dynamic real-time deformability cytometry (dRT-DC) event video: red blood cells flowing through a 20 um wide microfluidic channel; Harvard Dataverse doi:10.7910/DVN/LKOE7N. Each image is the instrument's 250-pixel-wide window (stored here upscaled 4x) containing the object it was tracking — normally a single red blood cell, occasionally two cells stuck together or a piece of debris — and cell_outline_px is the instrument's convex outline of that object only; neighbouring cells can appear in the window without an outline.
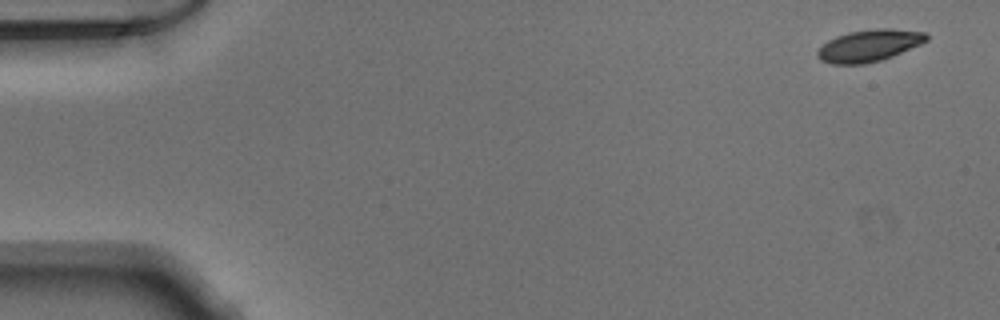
{"species": "Egyptian fruit bat (a non-hibernating species)", "species_latin": "Rousettus aegyptiacus", "temperature_condition": "warm", "stored_images_in_passage": 50, "camera_frame_rate_fps": 3000, "um_per_image_px": 0.085, "animal": {"sex": "male"}, "frame": {"image": 1, "passage_image": 1, "time_ms": 0.0, "image_size_px": [1000, 320], "cell_outline_px": [[928, 40], [920, 44], [892, 56], [880, 60], [864, 64], [832, 64], [820, 60], [816, 56], [816, 52], [828, 40], [836, 36], [848, 32], [876, 28], [888, 28], [924, 32], [928, 36]], "centroid_in_image_um": [73.85, 3.87], "position_along_channel_um": 11.2, "area_um2": 20.17}}
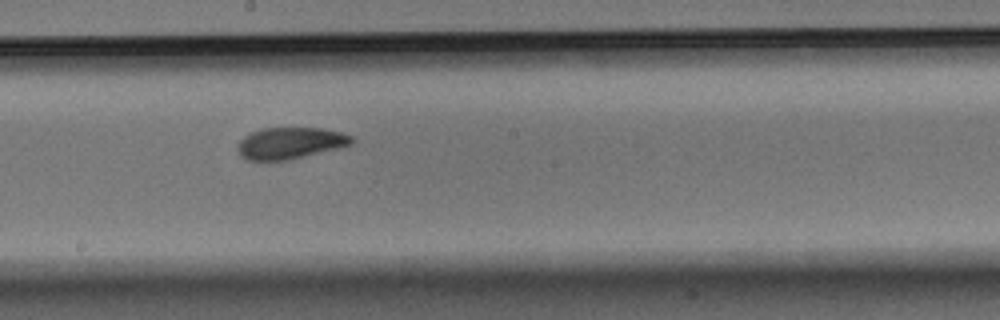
{"frame": {"image": 2, "passage_image": 27, "time_ms": 8.667, "image_size_px": [1000, 320], "cell_outline_px": [[356, 140], [352, 144], [288, 160], [248, 160], [240, 156], [236, 148], [240, 140], [244, 136], [252, 132], [264, 128], [324, 128], [340, 132], [352, 136]], "centroid_in_image_um": [24.65, 12.16], "position_along_channel_um": 223.5, "area_um2": 20.87}}
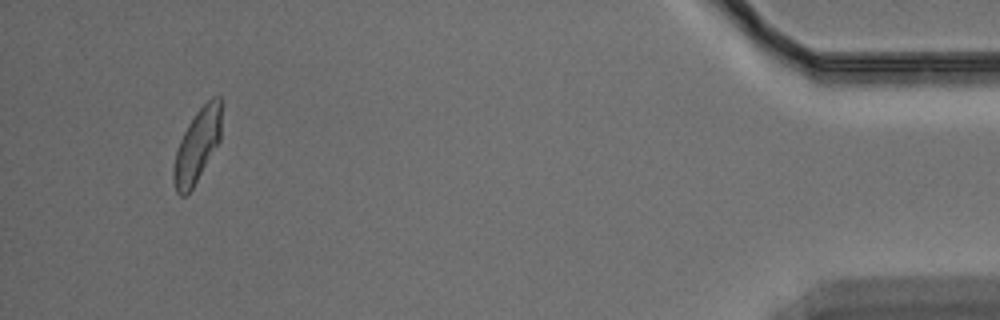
{"frame": {"image": 3, "passage_image": 47, "time_ms": 15.333, "image_size_px": [1000, 320], "cell_outline_px": [[220, 140], [192, 188], [184, 196], [180, 196], [176, 192], [172, 176], [172, 168], [176, 152], [180, 140], [188, 124], [196, 112], [212, 96], [220, 96]], "centroid_in_image_um": [16.73, 12.39], "position_along_channel_um": 418.5, "area_um2": 20.0}}